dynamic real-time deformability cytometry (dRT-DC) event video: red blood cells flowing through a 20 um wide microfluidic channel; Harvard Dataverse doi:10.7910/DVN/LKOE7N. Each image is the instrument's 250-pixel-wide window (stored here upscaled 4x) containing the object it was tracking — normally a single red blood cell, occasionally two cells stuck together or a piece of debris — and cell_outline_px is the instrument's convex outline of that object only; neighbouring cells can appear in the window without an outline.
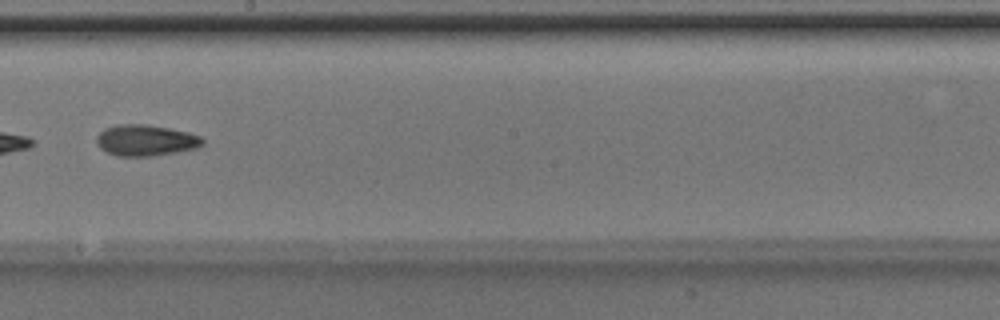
{"species": "Egyptian fruit bat (a non-hibernating species)", "species_latin": "Rousettus aegyptiacus", "temperature_condition": "room temperature", "stored_images_in_passage": 24, "segment_of_instrument_passage": [2, 2], "camera_frame_rate_fps": 3000, "um_per_image_px": 0.085, "animal": {"sex": "male"}, "frame": {"image": 1, "passage_image": 21, "time_ms": 6.667, "image_size_px": [1000, 320], "cell_outline_px": [[204, 144], [196, 148], [176, 152], [152, 156], [116, 156], [100, 148], [96, 144], [96, 136], [104, 128], [116, 124], [144, 124], [168, 128], [188, 132], [200, 136], [204, 140]], "centroid_in_image_um": [12.36, 11.92], "position_along_channel_um": 235.8, "area_um2": 19.31}}